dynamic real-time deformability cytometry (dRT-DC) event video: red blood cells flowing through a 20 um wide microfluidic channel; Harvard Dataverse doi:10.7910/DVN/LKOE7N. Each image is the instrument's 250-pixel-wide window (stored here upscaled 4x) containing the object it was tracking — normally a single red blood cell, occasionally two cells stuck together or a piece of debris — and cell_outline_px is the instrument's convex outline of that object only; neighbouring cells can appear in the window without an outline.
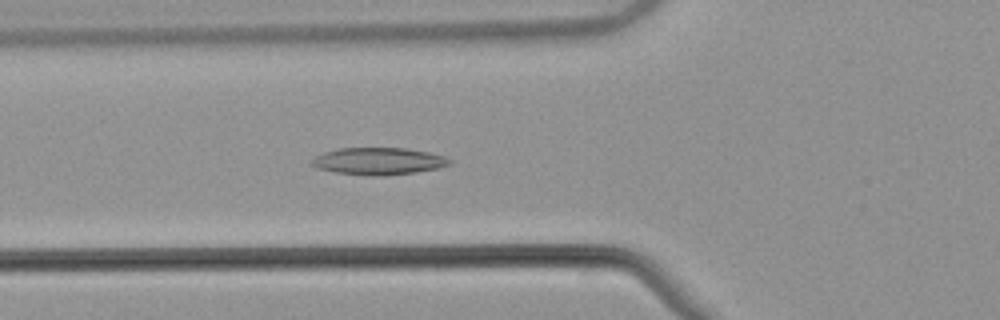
{"species": "common noctule bat (a hibernating species)", "species_latin": "Nyctalus noctula", "temperature_condition": "warm", "stored_images_in_passage": 54, "camera_frame_rate_fps": 3000, "um_per_image_px": 0.085, "animal": {"sex": "male", "body_mass_g": 21.5, "forearm_length_mm": 52.0}, "frame": {"image": 1, "passage_image": 20, "time_ms": 6.333, "image_size_px": [1000, 320], "cell_outline_px": [[452, 164], [440, 168], [416, 172], [384, 176], [368, 176], [336, 172], [316, 168], [308, 160], [324, 152], [340, 148], [404, 148], [428, 152], [444, 156], [452, 160]], "centroid_in_image_um": [32.18, 13.71], "position_along_channel_um": 93.6, "area_um2": 21.96}}
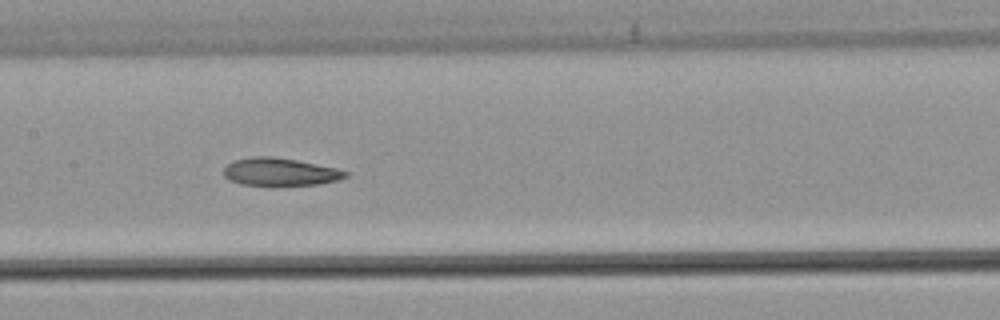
{"frame": {"image": 2, "passage_image": 27, "time_ms": 8.667, "image_size_px": [1000, 320], "cell_outline_px": [[348, 176], [336, 180], [316, 184], [240, 184], [228, 180], [224, 176], [224, 168], [232, 160], [252, 156], [272, 156], [296, 160], [336, 168], [348, 172]], "centroid_in_image_um": [23.75, 14.58], "position_along_channel_um": 183.7, "area_um2": 19.31}}
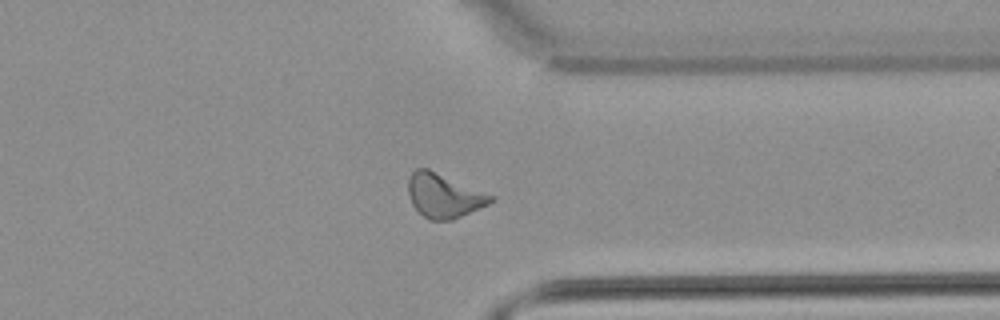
{"frame": {"image": 3, "passage_image": 42, "time_ms": 13.667, "image_size_px": [1000, 320], "cell_outline_px": [[496, 196], [488, 204], [452, 220], [428, 220], [412, 204], [408, 192], [408, 176], [416, 168], [428, 168]], "centroid_in_image_um": [37.72, 16.61], "position_along_channel_um": 373.7, "area_um2": 21.15}, "authors_computed_cell_mechanics": {"area_um2": 21.5594, "velocity_mm_per_s": 3.8496, "shape_relaxation_time_tau1_ms": null, "shape_relaxation_time_tau2_ms": 4.0743, "deformation_change_tau1": null, "deformation_change_tau2": 0.1197}}